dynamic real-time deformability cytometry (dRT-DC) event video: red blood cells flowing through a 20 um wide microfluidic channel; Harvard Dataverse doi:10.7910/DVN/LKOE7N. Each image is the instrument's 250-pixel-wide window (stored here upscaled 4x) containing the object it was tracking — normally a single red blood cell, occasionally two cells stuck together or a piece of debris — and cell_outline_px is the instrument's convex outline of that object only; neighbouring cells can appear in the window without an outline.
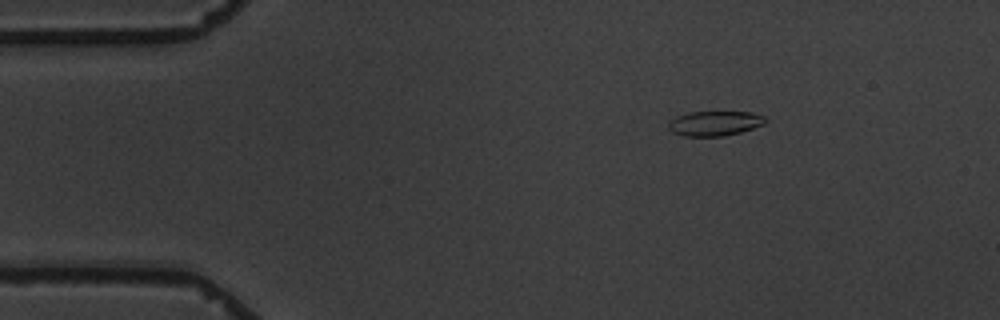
{"species": "common noctule bat (a hibernating species)", "species_latin": "Nyctalus noctula", "temperature_condition": "warm", "stored_images_in_passage": 3, "camera_frame_rate_fps": 3000, "um_per_image_px": 0.085, "animal": {"sex": "male", "body_mass_g": 19.5, "forearm_length_mm": 54.6}, "frame": {"image": 1, "passage_image": 1, "time_ms": 0.0, "image_size_px": [1000, 320], "cell_outline_px": [[768, 120], [764, 124], [740, 132], [724, 136], [684, 136], [672, 132], [668, 128], [668, 124], [676, 116], [688, 112], [752, 112], [764, 116]], "centroid_in_image_um": [60.76, 10.48], "position_along_channel_um": 24.2, "area_um2": 13.99}}